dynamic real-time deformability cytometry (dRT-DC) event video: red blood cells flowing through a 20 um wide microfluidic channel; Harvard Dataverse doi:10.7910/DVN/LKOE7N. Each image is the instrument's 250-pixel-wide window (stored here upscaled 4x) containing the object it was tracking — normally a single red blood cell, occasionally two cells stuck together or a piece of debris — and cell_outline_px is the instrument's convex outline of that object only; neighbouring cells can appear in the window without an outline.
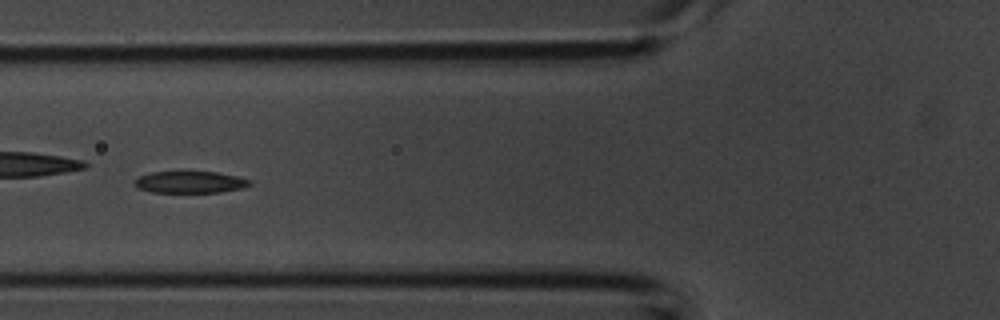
{"species": "common noctule bat (a hibernating species)", "species_latin": "Nyctalus noctula", "temperature_condition": "room temperature", "stored_images_in_passage": 37, "camera_frame_rate_fps": 3000, "um_per_image_px": 0.085, "animal": {"sex": "male", "body_mass_g": 20.1, "forearm_length_mm": 53.5}, "frame": {"image": 1, "passage_image": 11, "time_ms": 3.333, "image_size_px": [1000, 320], "cell_outline_px": [[252, 184], [244, 188], [220, 192], [152, 192], [136, 188], [132, 184], [140, 176], [152, 172], [216, 172], [236, 176], [252, 180]], "centroid_in_image_um": [16.17, 15.49], "position_along_channel_um": 109.6, "area_um2": 14.62}}
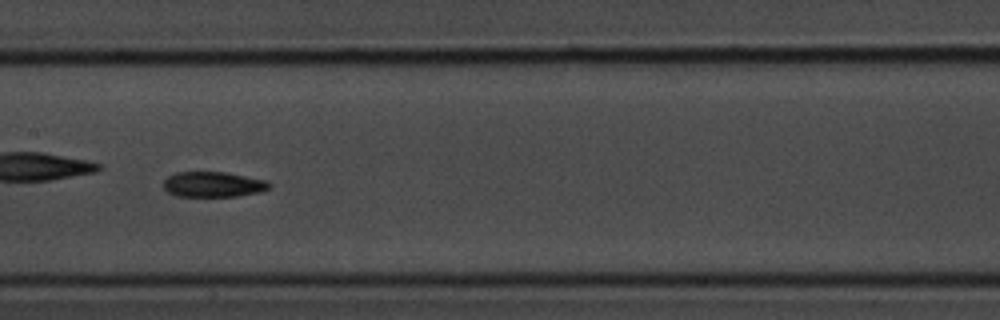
{"frame": {"image": 2, "passage_image": 16, "time_ms": 5.0, "image_size_px": [1000, 320], "cell_outline_px": [[272, 184], [268, 188], [260, 192], [240, 196], [176, 196], [168, 192], [164, 188], [164, 180], [168, 176], [176, 172], [224, 172], [264, 180]], "centroid_in_image_um": [18.1, 15.68], "position_along_channel_um": 189.3, "area_um2": 15.49}}
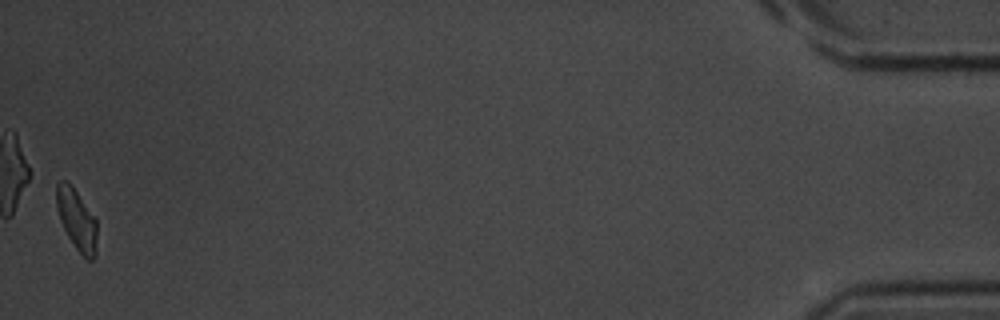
{"frame": {"image": 3, "passage_image": 37, "time_ms": 12.0, "image_size_px": [1000, 320], "cell_outline_px": [[96, 256], [92, 260], [88, 260], [76, 248], [68, 236], [60, 220], [56, 208], [56, 184], [60, 180], [68, 180], [96, 220]], "centroid_in_image_um": [6.5, 18.65], "position_along_channel_um": 428.7, "area_um2": 14.22}}